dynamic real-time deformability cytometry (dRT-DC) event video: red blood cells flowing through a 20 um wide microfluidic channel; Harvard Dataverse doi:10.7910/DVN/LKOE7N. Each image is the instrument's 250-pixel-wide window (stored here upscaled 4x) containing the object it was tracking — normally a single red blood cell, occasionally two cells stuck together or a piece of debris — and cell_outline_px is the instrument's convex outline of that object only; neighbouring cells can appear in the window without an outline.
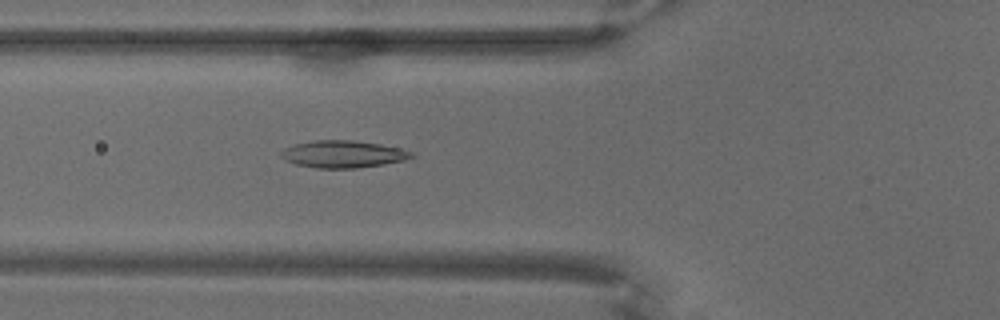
{"species": "common noctule bat (a hibernating species)", "species_latin": "Nyctalus noctula", "temperature_condition": "warm", "stored_images_in_passage": 70, "camera_frame_rate_fps": 3000, "um_per_image_px": 0.085, "animal": {"sex": "male", "body_mass_g": 18.8}, "frame": {"image": 1, "passage_image": 27, "time_ms": 8.667, "image_size_px": [1000, 320], "cell_outline_px": [[416, 156], [404, 160], [384, 164], [356, 168], [316, 168], [296, 164], [284, 160], [280, 156], [280, 152], [284, 148], [296, 144], [316, 140], [352, 140], [380, 144], [400, 148], [412, 152]], "centroid_in_image_um": [29.15, 13.1], "position_along_channel_um": 96.6, "area_um2": 20.63}}
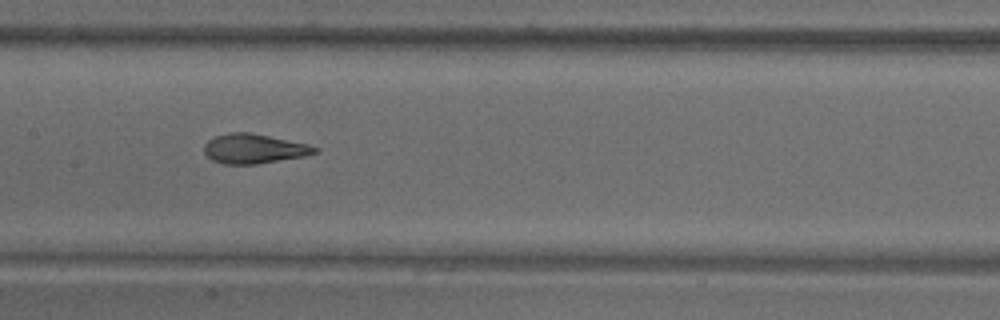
{"frame": {"image": 2, "passage_image": 36, "time_ms": 11.667, "image_size_px": [1000, 320], "cell_outline_px": [[320, 152], [304, 156], [256, 164], [224, 164], [212, 160], [204, 152], [204, 144], [208, 140], [216, 136], [228, 132], [252, 132], [308, 144], [320, 148]], "centroid_in_image_um": [21.61, 12.63], "position_along_channel_um": 185.8, "area_um2": 19.19}}
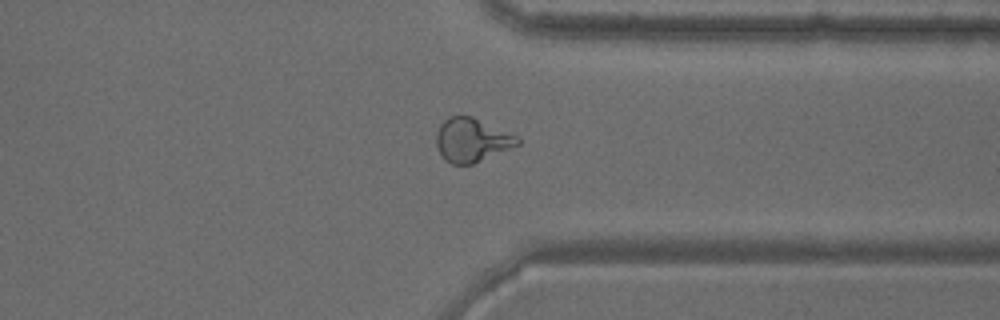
{"frame": {"image": 3, "passage_image": 55, "time_ms": 18.0, "image_size_px": [1000, 320], "cell_outline_px": [[520, 144], [472, 164], [452, 164], [444, 160], [436, 144], [436, 132], [440, 124], [448, 116], [472, 116], [516, 136], [520, 140]], "centroid_in_image_um": [40.06, 11.9], "position_along_channel_um": 371.3, "area_um2": 20.46}}